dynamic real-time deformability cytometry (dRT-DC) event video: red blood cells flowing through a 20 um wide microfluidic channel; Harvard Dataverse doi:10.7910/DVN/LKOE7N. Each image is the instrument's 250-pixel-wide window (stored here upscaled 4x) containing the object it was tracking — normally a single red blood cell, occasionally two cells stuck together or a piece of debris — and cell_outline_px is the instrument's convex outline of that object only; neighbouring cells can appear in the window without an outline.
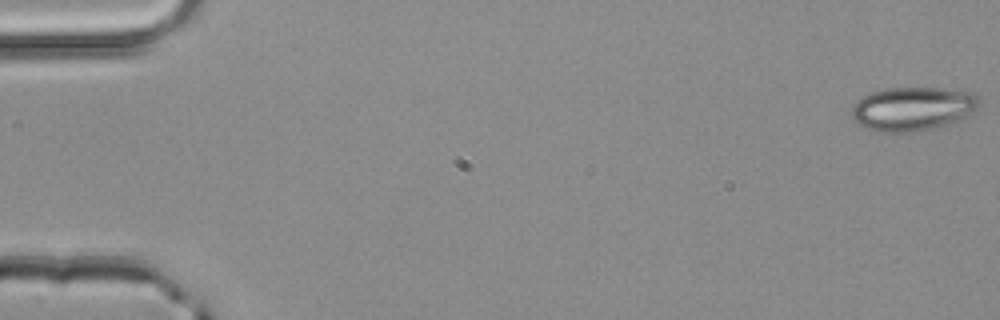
{"species": "common noctule bat (a hibernating species)", "species_latin": "Nyctalus noctula", "temperature_condition": "room temperature", "stored_images_in_passage": 17, "camera_frame_rate_fps": 3000, "um_per_image_px": 0.085, "animal": {"sex": "male", "body_mass_g": 20.4}, "frame": {"image": 1, "passage_image": 1, "time_ms": 0.0, "image_size_px": [1000, 320], "cell_outline_px": [[980, 104], [976, 108], [960, 120], [948, 124], [932, 128], [908, 132], [876, 132], [864, 128], [852, 116], [852, 108], [864, 96], [872, 92], [888, 88], [940, 88], [976, 92], [980, 96]], "centroid_in_image_um": [77.63, 9.24], "position_along_channel_um": 7.4, "area_um2": 32.43}}